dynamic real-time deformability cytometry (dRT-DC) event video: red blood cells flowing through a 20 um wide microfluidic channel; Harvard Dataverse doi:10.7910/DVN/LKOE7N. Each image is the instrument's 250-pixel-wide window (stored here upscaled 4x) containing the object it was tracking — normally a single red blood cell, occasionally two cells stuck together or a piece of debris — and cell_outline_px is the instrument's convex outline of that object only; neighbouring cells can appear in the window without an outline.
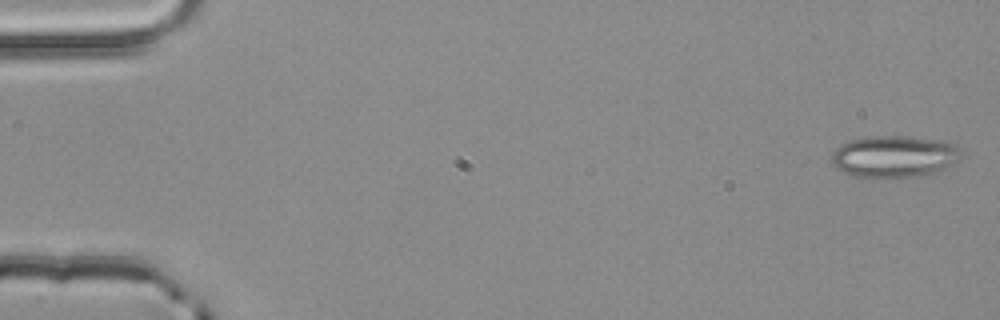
{"species": "common noctule bat (a hibernating species)", "species_latin": "Nyctalus noctula", "temperature_condition": "room temperature", "stored_images_in_passage": 4, "segment_of_instrument_passage": [2, 2], "camera_frame_rate_fps": 3000, "um_per_image_px": 0.085, "animal": {"sex": "male", "body_mass_g": 20.4}, "frame": {"image": 1, "passage_image": 4, "time_ms": 1.0, "image_size_px": [1000, 320], "cell_outline_px": [[960, 148], [956, 160], [944, 168], [936, 172], [888, 180], [876, 180], [852, 176], [836, 168], [832, 164], [832, 152], [840, 144], [848, 140], [872, 136], [904, 136], [936, 140], [956, 144]], "centroid_in_image_um": [75.9, 13.33], "position_along_channel_um": 9.1, "area_um2": 31.91}}